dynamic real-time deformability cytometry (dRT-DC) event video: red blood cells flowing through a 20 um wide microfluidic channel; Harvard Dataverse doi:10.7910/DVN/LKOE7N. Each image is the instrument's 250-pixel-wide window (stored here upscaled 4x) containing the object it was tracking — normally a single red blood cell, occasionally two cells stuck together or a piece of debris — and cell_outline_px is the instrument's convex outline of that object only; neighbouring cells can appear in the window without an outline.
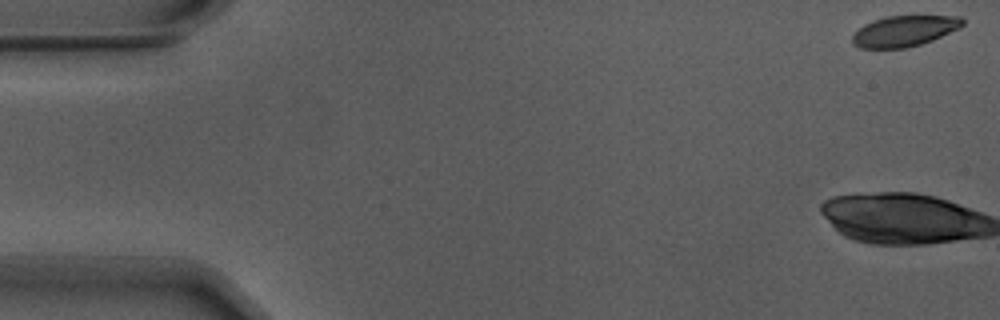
{"species": "Egyptian fruit bat (a non-hibernating species)", "species_latin": "Rousettus aegyptiacus", "temperature_condition": "warm", "stored_images_in_passage": 8, "camera_frame_rate_fps": 3000, "um_per_image_px": 0.085, "animal": {"sex": "male"}, "frame": {"image": 1, "passage_image": 1, "time_ms": 0.0, "image_size_px": [1000, 320], "cell_outline_px": [[964, 24], [960, 28], [932, 40], [908, 48], [860, 48], [852, 44], [852, 36], [864, 24], [872, 20], [888, 16], [960, 16], [964, 20]], "centroid_in_image_um": [76.87, 2.64], "position_along_channel_um": 8.1, "area_um2": 19.77}}